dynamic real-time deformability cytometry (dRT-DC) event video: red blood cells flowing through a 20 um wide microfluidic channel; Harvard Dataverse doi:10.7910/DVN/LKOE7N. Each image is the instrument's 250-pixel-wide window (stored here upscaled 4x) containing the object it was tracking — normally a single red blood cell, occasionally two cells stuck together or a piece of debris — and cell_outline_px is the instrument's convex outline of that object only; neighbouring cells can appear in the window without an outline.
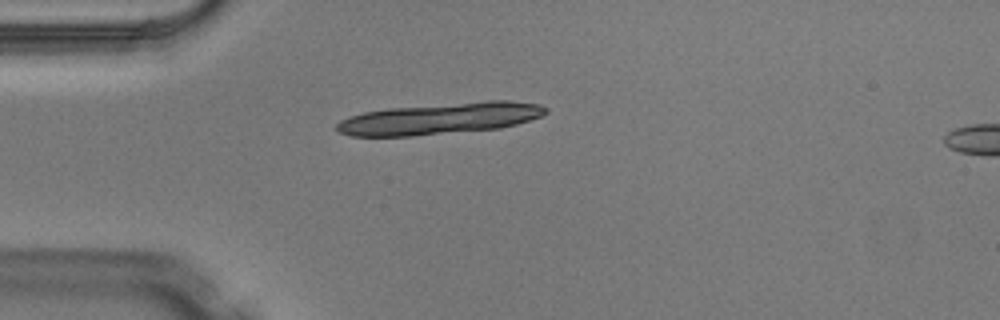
{"species": "Egyptian fruit bat (a non-hibernating species)", "species_latin": "Rousettus aegyptiacus", "temperature_condition": "warm", "stored_images_in_passage": 2, "camera_frame_rate_fps": 3000, "um_per_image_px": 0.085, "animal": {"sex": "male"}, "frame": {"image": 1, "passage_image": 2, "time_ms": 0.333, "image_size_px": [1000, 320], "cell_outline_px": [[548, 112], [540, 116], [516, 124], [500, 128], [412, 136], [352, 136], [340, 132], [336, 128], [336, 124], [340, 120], [348, 116], [364, 112], [388, 108], [488, 100], [508, 100], [540, 104], [548, 108]], "centroid_in_image_um": [37.4, 10.06], "position_along_channel_um": 47.6, "area_um2": 38.32}}